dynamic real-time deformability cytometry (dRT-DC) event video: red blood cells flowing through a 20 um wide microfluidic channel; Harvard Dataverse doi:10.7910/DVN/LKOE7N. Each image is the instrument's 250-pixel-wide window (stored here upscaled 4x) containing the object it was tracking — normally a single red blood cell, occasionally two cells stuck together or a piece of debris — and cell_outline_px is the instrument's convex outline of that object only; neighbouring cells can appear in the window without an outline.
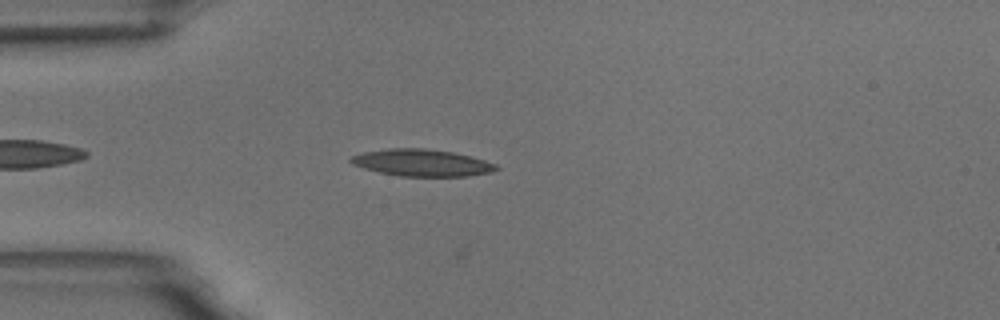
{"species": "common noctule bat (a hibernating species)", "species_latin": "Nyctalus noctula", "temperature_condition": "room temperature", "stored_images_in_passage": 44, "camera_frame_rate_fps": 3000, "um_per_image_px": 0.085, "animal": {"sex": "male", "body_mass_g": 18.8}, "frame": {"image": 1, "passage_image": 5, "time_ms": 1.333, "image_size_px": [1000, 320], "cell_outline_px": [[500, 168], [492, 172], [468, 176], [400, 176], [380, 172], [364, 168], [352, 164], [348, 160], [352, 156], [364, 152], [388, 148], [424, 148], [452, 152], [484, 160], [496, 164]], "centroid_in_image_um": [35.85, 13.83], "position_along_channel_um": 49.1, "area_um2": 22.66}}
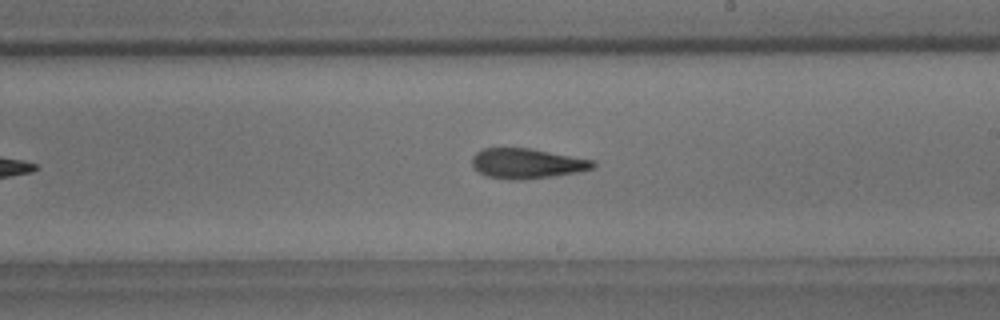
{"frame": {"image": 2, "passage_image": 22, "time_ms": 7.0, "image_size_px": [1000, 320], "cell_outline_px": [[596, 164], [592, 168], [580, 172], [524, 180], [508, 180], [488, 176], [480, 172], [472, 164], [472, 156], [476, 152], [484, 148], [528, 148], [596, 160]], "centroid_in_image_um": [44.81, 13.9], "position_along_channel_um": 244.2, "area_um2": 21.21}}
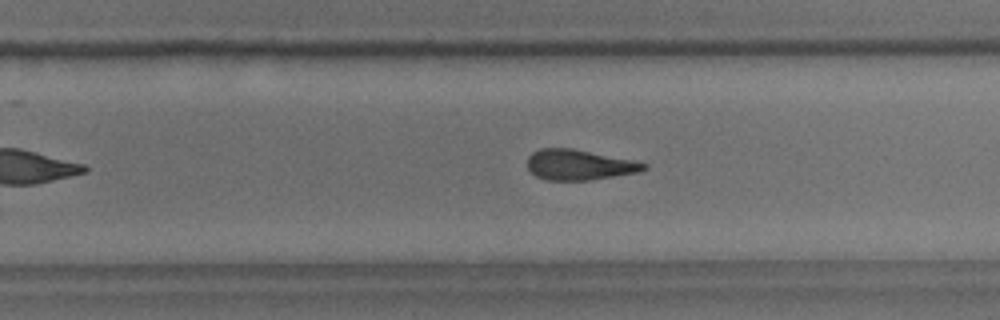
{"frame": {"image": 3, "passage_image": 25, "time_ms": 8.0, "image_size_px": [1000, 320], "cell_outline_px": [[648, 168], [640, 172], [592, 180], [548, 180], [536, 176], [528, 168], [528, 156], [532, 152], [540, 148], [572, 148], [632, 160], [648, 164]], "centroid_in_image_um": [49.24, 14.01], "position_along_channel_um": 280.6, "area_um2": 20.63}, "authors_computed_cell_mechanics": {"area_um2": 21.2993, "velocity_mm_per_s": 3.6537, "shape_relaxation_time_tau1_ms": 10.553, "shape_relaxation_time_tau2_ms": 3.718, "deformation_change_tau1": 0.2413, "deformation_change_tau2": 0.1404}}